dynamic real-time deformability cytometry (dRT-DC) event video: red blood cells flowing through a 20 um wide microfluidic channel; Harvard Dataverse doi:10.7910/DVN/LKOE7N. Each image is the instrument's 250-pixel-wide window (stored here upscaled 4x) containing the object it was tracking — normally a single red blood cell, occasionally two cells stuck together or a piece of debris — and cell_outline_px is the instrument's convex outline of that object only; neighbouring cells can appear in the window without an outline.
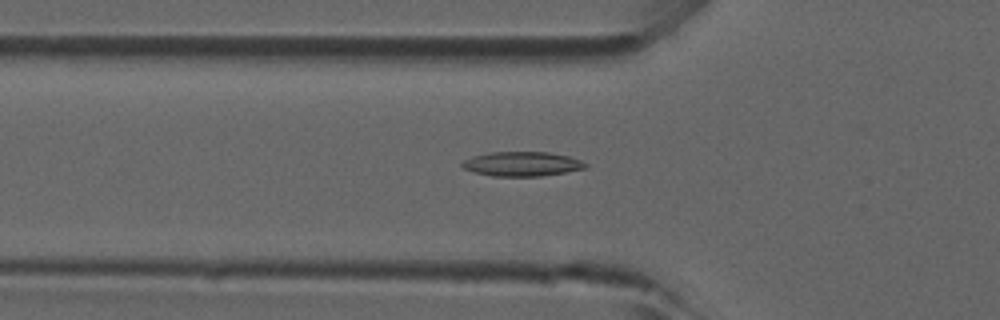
{"species": "common noctule bat (a hibernating species)", "species_latin": "Nyctalus noctula", "temperature_condition": "room temperature", "stored_images_in_passage": 47, "camera_frame_rate_fps": 3000, "um_per_image_px": 0.085, "animal": {"sex": "male", "forearm_length_mm": 52.5}, "frame": {"image": 1, "passage_image": 16, "time_ms": 5.0, "image_size_px": [1000, 320], "cell_outline_px": [[588, 168], [540, 176], [492, 176], [476, 172], [464, 168], [460, 164], [464, 160], [472, 156], [488, 152], [548, 152], [568, 156], [580, 160], [588, 164]], "centroid_in_image_um": [44.38, 13.93], "position_along_channel_um": 81.4, "area_um2": 17.51}}
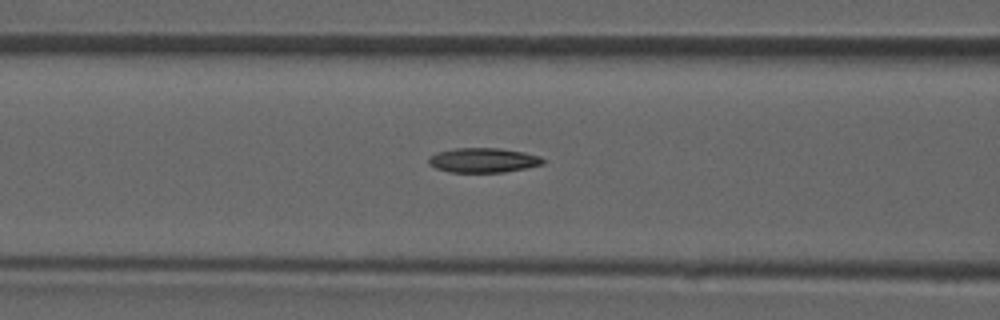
{"frame": {"image": 2, "passage_image": 19, "time_ms": 6.0, "image_size_px": [1000, 320], "cell_outline_px": [[544, 164], [504, 172], [448, 172], [436, 168], [428, 164], [428, 156], [436, 152], [456, 148], [500, 148], [524, 152], [540, 156], [544, 160]], "centroid_in_image_um": [41.04, 13.61], "position_along_channel_um": 125.6, "area_um2": 16.47}}
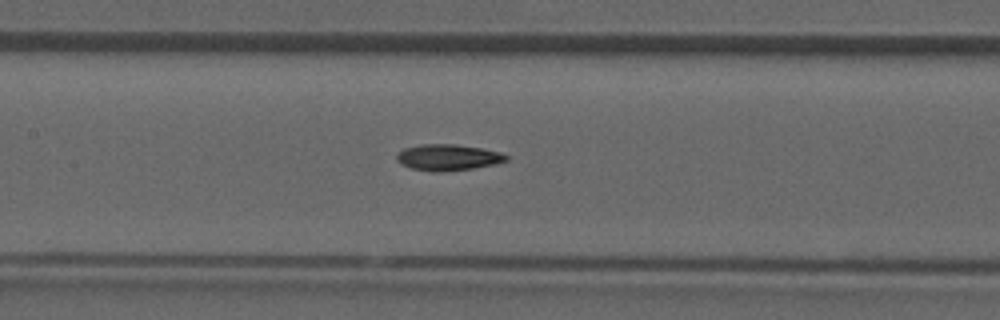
{"frame": {"image": 3, "passage_image": 22, "time_ms": 7.0, "image_size_px": [1000, 320], "cell_outline_px": [[508, 160], [492, 164], [472, 168], [444, 172], [432, 172], [412, 168], [400, 164], [396, 160], [396, 156], [404, 148], [424, 144], [456, 144], [480, 148], [500, 152], [508, 156]], "centroid_in_image_um": [38.05, 13.38], "position_along_channel_um": 169.4, "area_um2": 16.59}}